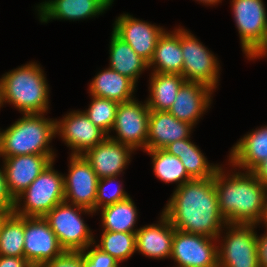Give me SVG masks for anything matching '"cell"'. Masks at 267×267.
I'll use <instances>...</instances> for the list:
<instances>
[{
	"label": "cell",
	"instance_id": "obj_3",
	"mask_svg": "<svg viewBox=\"0 0 267 267\" xmlns=\"http://www.w3.org/2000/svg\"><path fill=\"white\" fill-rule=\"evenodd\" d=\"M2 104L15 106L22 114L47 113L49 87L43 69L29 62L1 77Z\"/></svg>",
	"mask_w": 267,
	"mask_h": 267
},
{
	"label": "cell",
	"instance_id": "obj_33",
	"mask_svg": "<svg viewBox=\"0 0 267 267\" xmlns=\"http://www.w3.org/2000/svg\"><path fill=\"white\" fill-rule=\"evenodd\" d=\"M117 178L118 176H110L98 180L97 197L95 201V213L96 211L106 206L113 205L130 197L123 189L122 183L114 184L115 186H113L115 188L113 189H107L110 187V184L112 185L113 183H115V180H117Z\"/></svg>",
	"mask_w": 267,
	"mask_h": 267
},
{
	"label": "cell",
	"instance_id": "obj_20",
	"mask_svg": "<svg viewBox=\"0 0 267 267\" xmlns=\"http://www.w3.org/2000/svg\"><path fill=\"white\" fill-rule=\"evenodd\" d=\"M159 221L136 231V251L149 258L166 259L171 257L176 229L163 213Z\"/></svg>",
	"mask_w": 267,
	"mask_h": 267
},
{
	"label": "cell",
	"instance_id": "obj_44",
	"mask_svg": "<svg viewBox=\"0 0 267 267\" xmlns=\"http://www.w3.org/2000/svg\"><path fill=\"white\" fill-rule=\"evenodd\" d=\"M3 106L2 104V93H1V80H0V108Z\"/></svg>",
	"mask_w": 267,
	"mask_h": 267
},
{
	"label": "cell",
	"instance_id": "obj_37",
	"mask_svg": "<svg viewBox=\"0 0 267 267\" xmlns=\"http://www.w3.org/2000/svg\"><path fill=\"white\" fill-rule=\"evenodd\" d=\"M266 227V232L262 236L257 235V248H258V257L260 267H267V224H264Z\"/></svg>",
	"mask_w": 267,
	"mask_h": 267
},
{
	"label": "cell",
	"instance_id": "obj_14",
	"mask_svg": "<svg viewBox=\"0 0 267 267\" xmlns=\"http://www.w3.org/2000/svg\"><path fill=\"white\" fill-rule=\"evenodd\" d=\"M56 134L60 135L67 147L72 150L71 155H83L108 137L84 111H71L63 119H56Z\"/></svg>",
	"mask_w": 267,
	"mask_h": 267
},
{
	"label": "cell",
	"instance_id": "obj_31",
	"mask_svg": "<svg viewBox=\"0 0 267 267\" xmlns=\"http://www.w3.org/2000/svg\"><path fill=\"white\" fill-rule=\"evenodd\" d=\"M100 244L95 246L110 254L119 263L130 258L136 252V232H112L102 230Z\"/></svg>",
	"mask_w": 267,
	"mask_h": 267
},
{
	"label": "cell",
	"instance_id": "obj_12",
	"mask_svg": "<svg viewBox=\"0 0 267 267\" xmlns=\"http://www.w3.org/2000/svg\"><path fill=\"white\" fill-rule=\"evenodd\" d=\"M215 241L218 239L175 230L170 259L177 267H218Z\"/></svg>",
	"mask_w": 267,
	"mask_h": 267
},
{
	"label": "cell",
	"instance_id": "obj_27",
	"mask_svg": "<svg viewBox=\"0 0 267 267\" xmlns=\"http://www.w3.org/2000/svg\"><path fill=\"white\" fill-rule=\"evenodd\" d=\"M150 95L146 103L150 110L168 111L174 103L181 86L186 82L180 74L152 72Z\"/></svg>",
	"mask_w": 267,
	"mask_h": 267
},
{
	"label": "cell",
	"instance_id": "obj_39",
	"mask_svg": "<svg viewBox=\"0 0 267 267\" xmlns=\"http://www.w3.org/2000/svg\"><path fill=\"white\" fill-rule=\"evenodd\" d=\"M252 172L267 187V159L263 160Z\"/></svg>",
	"mask_w": 267,
	"mask_h": 267
},
{
	"label": "cell",
	"instance_id": "obj_36",
	"mask_svg": "<svg viewBox=\"0 0 267 267\" xmlns=\"http://www.w3.org/2000/svg\"><path fill=\"white\" fill-rule=\"evenodd\" d=\"M15 208V198L11 195L4 168L0 169V212L13 213Z\"/></svg>",
	"mask_w": 267,
	"mask_h": 267
},
{
	"label": "cell",
	"instance_id": "obj_28",
	"mask_svg": "<svg viewBox=\"0 0 267 267\" xmlns=\"http://www.w3.org/2000/svg\"><path fill=\"white\" fill-rule=\"evenodd\" d=\"M138 212L131 197L106 206L101 210L103 230L112 232H136Z\"/></svg>",
	"mask_w": 267,
	"mask_h": 267
},
{
	"label": "cell",
	"instance_id": "obj_1",
	"mask_svg": "<svg viewBox=\"0 0 267 267\" xmlns=\"http://www.w3.org/2000/svg\"><path fill=\"white\" fill-rule=\"evenodd\" d=\"M162 213L176 230L210 238L219 239L227 224L219 211L214 177L176 187Z\"/></svg>",
	"mask_w": 267,
	"mask_h": 267
},
{
	"label": "cell",
	"instance_id": "obj_16",
	"mask_svg": "<svg viewBox=\"0 0 267 267\" xmlns=\"http://www.w3.org/2000/svg\"><path fill=\"white\" fill-rule=\"evenodd\" d=\"M55 154H27L3 158L8 189L16 198L55 160Z\"/></svg>",
	"mask_w": 267,
	"mask_h": 267
},
{
	"label": "cell",
	"instance_id": "obj_25",
	"mask_svg": "<svg viewBox=\"0 0 267 267\" xmlns=\"http://www.w3.org/2000/svg\"><path fill=\"white\" fill-rule=\"evenodd\" d=\"M190 140V137L177 140L167 145L164 150L181 160L192 179L213 177L219 165L210 164L198 146Z\"/></svg>",
	"mask_w": 267,
	"mask_h": 267
},
{
	"label": "cell",
	"instance_id": "obj_40",
	"mask_svg": "<svg viewBox=\"0 0 267 267\" xmlns=\"http://www.w3.org/2000/svg\"><path fill=\"white\" fill-rule=\"evenodd\" d=\"M11 213L0 212V234L3 227V223Z\"/></svg>",
	"mask_w": 267,
	"mask_h": 267
},
{
	"label": "cell",
	"instance_id": "obj_35",
	"mask_svg": "<svg viewBox=\"0 0 267 267\" xmlns=\"http://www.w3.org/2000/svg\"><path fill=\"white\" fill-rule=\"evenodd\" d=\"M41 267H84V255L82 252L65 251Z\"/></svg>",
	"mask_w": 267,
	"mask_h": 267
},
{
	"label": "cell",
	"instance_id": "obj_19",
	"mask_svg": "<svg viewBox=\"0 0 267 267\" xmlns=\"http://www.w3.org/2000/svg\"><path fill=\"white\" fill-rule=\"evenodd\" d=\"M213 89L198 82H185L168 112L176 119L192 126L210 108Z\"/></svg>",
	"mask_w": 267,
	"mask_h": 267
},
{
	"label": "cell",
	"instance_id": "obj_5",
	"mask_svg": "<svg viewBox=\"0 0 267 267\" xmlns=\"http://www.w3.org/2000/svg\"><path fill=\"white\" fill-rule=\"evenodd\" d=\"M53 164L54 161L15 198V214L23 217H44L64 201V176L53 169ZM22 199H25L24 204Z\"/></svg>",
	"mask_w": 267,
	"mask_h": 267
},
{
	"label": "cell",
	"instance_id": "obj_30",
	"mask_svg": "<svg viewBox=\"0 0 267 267\" xmlns=\"http://www.w3.org/2000/svg\"><path fill=\"white\" fill-rule=\"evenodd\" d=\"M0 256L24 257V217L14 212L3 223Z\"/></svg>",
	"mask_w": 267,
	"mask_h": 267
},
{
	"label": "cell",
	"instance_id": "obj_38",
	"mask_svg": "<svg viewBox=\"0 0 267 267\" xmlns=\"http://www.w3.org/2000/svg\"><path fill=\"white\" fill-rule=\"evenodd\" d=\"M0 267H33L24 257L0 256Z\"/></svg>",
	"mask_w": 267,
	"mask_h": 267
},
{
	"label": "cell",
	"instance_id": "obj_34",
	"mask_svg": "<svg viewBox=\"0 0 267 267\" xmlns=\"http://www.w3.org/2000/svg\"><path fill=\"white\" fill-rule=\"evenodd\" d=\"M89 247L91 248L90 250ZM87 250V251H86ZM84 267H119V262L110 254L102 252L96 246H88L84 251Z\"/></svg>",
	"mask_w": 267,
	"mask_h": 267
},
{
	"label": "cell",
	"instance_id": "obj_2",
	"mask_svg": "<svg viewBox=\"0 0 267 267\" xmlns=\"http://www.w3.org/2000/svg\"><path fill=\"white\" fill-rule=\"evenodd\" d=\"M214 177L219 211L226 223H262L267 187L251 171L226 174L220 166Z\"/></svg>",
	"mask_w": 267,
	"mask_h": 267
},
{
	"label": "cell",
	"instance_id": "obj_6",
	"mask_svg": "<svg viewBox=\"0 0 267 267\" xmlns=\"http://www.w3.org/2000/svg\"><path fill=\"white\" fill-rule=\"evenodd\" d=\"M83 213L94 212L63 201L44 216L65 251L82 252L95 243L93 233L81 217Z\"/></svg>",
	"mask_w": 267,
	"mask_h": 267
},
{
	"label": "cell",
	"instance_id": "obj_13",
	"mask_svg": "<svg viewBox=\"0 0 267 267\" xmlns=\"http://www.w3.org/2000/svg\"><path fill=\"white\" fill-rule=\"evenodd\" d=\"M69 174L64 176V201L95 213L99 178L83 155H71Z\"/></svg>",
	"mask_w": 267,
	"mask_h": 267
},
{
	"label": "cell",
	"instance_id": "obj_22",
	"mask_svg": "<svg viewBox=\"0 0 267 267\" xmlns=\"http://www.w3.org/2000/svg\"><path fill=\"white\" fill-rule=\"evenodd\" d=\"M265 159H267V125L244 135L232 147L229 165L252 172Z\"/></svg>",
	"mask_w": 267,
	"mask_h": 267
},
{
	"label": "cell",
	"instance_id": "obj_8",
	"mask_svg": "<svg viewBox=\"0 0 267 267\" xmlns=\"http://www.w3.org/2000/svg\"><path fill=\"white\" fill-rule=\"evenodd\" d=\"M255 224H231L218 246V267H260ZM223 241V243H222ZM220 247V248H219Z\"/></svg>",
	"mask_w": 267,
	"mask_h": 267
},
{
	"label": "cell",
	"instance_id": "obj_23",
	"mask_svg": "<svg viewBox=\"0 0 267 267\" xmlns=\"http://www.w3.org/2000/svg\"><path fill=\"white\" fill-rule=\"evenodd\" d=\"M183 52L181 49V28L170 33L164 31L159 37L148 66L156 73L180 74L183 76Z\"/></svg>",
	"mask_w": 267,
	"mask_h": 267
},
{
	"label": "cell",
	"instance_id": "obj_9",
	"mask_svg": "<svg viewBox=\"0 0 267 267\" xmlns=\"http://www.w3.org/2000/svg\"><path fill=\"white\" fill-rule=\"evenodd\" d=\"M183 77L186 82H198L215 90L219 82V61L214 54L188 30L181 28Z\"/></svg>",
	"mask_w": 267,
	"mask_h": 267
},
{
	"label": "cell",
	"instance_id": "obj_18",
	"mask_svg": "<svg viewBox=\"0 0 267 267\" xmlns=\"http://www.w3.org/2000/svg\"><path fill=\"white\" fill-rule=\"evenodd\" d=\"M134 150L120 142L106 138L84 154L99 179L119 176L129 165L130 156Z\"/></svg>",
	"mask_w": 267,
	"mask_h": 267
},
{
	"label": "cell",
	"instance_id": "obj_29",
	"mask_svg": "<svg viewBox=\"0 0 267 267\" xmlns=\"http://www.w3.org/2000/svg\"><path fill=\"white\" fill-rule=\"evenodd\" d=\"M152 157L153 171L157 178L165 183L176 182L180 187L192 180L181 160L164 149L145 150Z\"/></svg>",
	"mask_w": 267,
	"mask_h": 267
},
{
	"label": "cell",
	"instance_id": "obj_42",
	"mask_svg": "<svg viewBox=\"0 0 267 267\" xmlns=\"http://www.w3.org/2000/svg\"><path fill=\"white\" fill-rule=\"evenodd\" d=\"M265 55L267 56V44L264 47V49L255 58H259V57L262 58V57H265Z\"/></svg>",
	"mask_w": 267,
	"mask_h": 267
},
{
	"label": "cell",
	"instance_id": "obj_4",
	"mask_svg": "<svg viewBox=\"0 0 267 267\" xmlns=\"http://www.w3.org/2000/svg\"><path fill=\"white\" fill-rule=\"evenodd\" d=\"M56 137V120L41 114H24L0 131V157L27 154H55L49 143Z\"/></svg>",
	"mask_w": 267,
	"mask_h": 267
},
{
	"label": "cell",
	"instance_id": "obj_7",
	"mask_svg": "<svg viewBox=\"0 0 267 267\" xmlns=\"http://www.w3.org/2000/svg\"><path fill=\"white\" fill-rule=\"evenodd\" d=\"M232 12L243 53L255 57L267 44V13L263 0H232Z\"/></svg>",
	"mask_w": 267,
	"mask_h": 267
},
{
	"label": "cell",
	"instance_id": "obj_41",
	"mask_svg": "<svg viewBox=\"0 0 267 267\" xmlns=\"http://www.w3.org/2000/svg\"><path fill=\"white\" fill-rule=\"evenodd\" d=\"M197 1L206 5H216L217 3H220L222 0H197Z\"/></svg>",
	"mask_w": 267,
	"mask_h": 267
},
{
	"label": "cell",
	"instance_id": "obj_15",
	"mask_svg": "<svg viewBox=\"0 0 267 267\" xmlns=\"http://www.w3.org/2000/svg\"><path fill=\"white\" fill-rule=\"evenodd\" d=\"M113 25V31L149 63L165 29L136 19L130 14H121Z\"/></svg>",
	"mask_w": 267,
	"mask_h": 267
},
{
	"label": "cell",
	"instance_id": "obj_32",
	"mask_svg": "<svg viewBox=\"0 0 267 267\" xmlns=\"http://www.w3.org/2000/svg\"><path fill=\"white\" fill-rule=\"evenodd\" d=\"M91 98L92 102L89 105L88 110H85L84 113L97 127L109 135L115 122L119 103L96 96H91Z\"/></svg>",
	"mask_w": 267,
	"mask_h": 267
},
{
	"label": "cell",
	"instance_id": "obj_21",
	"mask_svg": "<svg viewBox=\"0 0 267 267\" xmlns=\"http://www.w3.org/2000/svg\"><path fill=\"white\" fill-rule=\"evenodd\" d=\"M193 126L176 119L168 111L150 110L147 150L164 149L177 140L190 137Z\"/></svg>",
	"mask_w": 267,
	"mask_h": 267
},
{
	"label": "cell",
	"instance_id": "obj_24",
	"mask_svg": "<svg viewBox=\"0 0 267 267\" xmlns=\"http://www.w3.org/2000/svg\"><path fill=\"white\" fill-rule=\"evenodd\" d=\"M135 87L136 84L127 76L106 68L92 79L89 93L91 96L122 103L134 99Z\"/></svg>",
	"mask_w": 267,
	"mask_h": 267
},
{
	"label": "cell",
	"instance_id": "obj_26",
	"mask_svg": "<svg viewBox=\"0 0 267 267\" xmlns=\"http://www.w3.org/2000/svg\"><path fill=\"white\" fill-rule=\"evenodd\" d=\"M110 40L109 68L127 76L136 84L142 71L149 69L148 62L137 55L128 43L121 39L114 31H112Z\"/></svg>",
	"mask_w": 267,
	"mask_h": 267
},
{
	"label": "cell",
	"instance_id": "obj_10",
	"mask_svg": "<svg viewBox=\"0 0 267 267\" xmlns=\"http://www.w3.org/2000/svg\"><path fill=\"white\" fill-rule=\"evenodd\" d=\"M144 103L141 104L136 99L119 103L112 128L117 136L108 135V138L129 146L134 151L138 148L147 150L150 109L146 101Z\"/></svg>",
	"mask_w": 267,
	"mask_h": 267
},
{
	"label": "cell",
	"instance_id": "obj_11",
	"mask_svg": "<svg viewBox=\"0 0 267 267\" xmlns=\"http://www.w3.org/2000/svg\"><path fill=\"white\" fill-rule=\"evenodd\" d=\"M64 252L44 217H24V258L33 267H41Z\"/></svg>",
	"mask_w": 267,
	"mask_h": 267
},
{
	"label": "cell",
	"instance_id": "obj_17",
	"mask_svg": "<svg viewBox=\"0 0 267 267\" xmlns=\"http://www.w3.org/2000/svg\"><path fill=\"white\" fill-rule=\"evenodd\" d=\"M113 2L114 0H48L36 8L42 23L51 19L77 21L104 13Z\"/></svg>",
	"mask_w": 267,
	"mask_h": 267
},
{
	"label": "cell",
	"instance_id": "obj_43",
	"mask_svg": "<svg viewBox=\"0 0 267 267\" xmlns=\"http://www.w3.org/2000/svg\"><path fill=\"white\" fill-rule=\"evenodd\" d=\"M263 224H267V194H266V213H265V217L263 219Z\"/></svg>",
	"mask_w": 267,
	"mask_h": 267
}]
</instances>
